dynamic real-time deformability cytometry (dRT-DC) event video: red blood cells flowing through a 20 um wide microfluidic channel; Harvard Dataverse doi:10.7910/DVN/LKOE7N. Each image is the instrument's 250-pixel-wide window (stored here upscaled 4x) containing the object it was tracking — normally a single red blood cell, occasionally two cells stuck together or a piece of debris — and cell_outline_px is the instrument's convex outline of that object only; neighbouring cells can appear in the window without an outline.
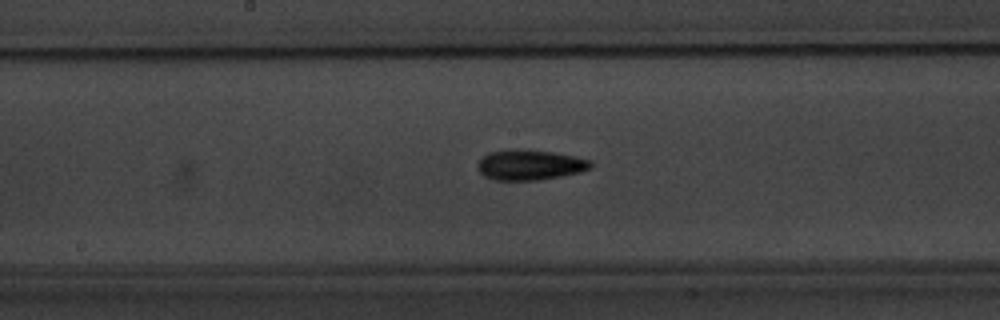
{"species": "common noctule bat (a hibernating species)", "species_latin": "Nyctalus noctula", "temperature_condition": "warm", "stored_images_in_passage": 38, "camera_frame_rate_fps": 3000, "um_per_image_px": 0.085, "animal": {"sex": "male", "body_mass_g": 20.1, "forearm_length_mm": 53.5}, "frame": {"image": 1, "passage_image": 20, "time_ms": 6.333, "image_size_px": [1000, 320], "cell_outline_px": [[592, 168], [580, 172], [540, 180], [496, 180], [484, 176], [476, 168], [476, 164], [488, 152], [516, 148], [552, 152], [592, 160]], "centroid_in_image_um": [45.02, 14.01], "position_along_channel_um": 203.2, "area_um2": 20.06}}
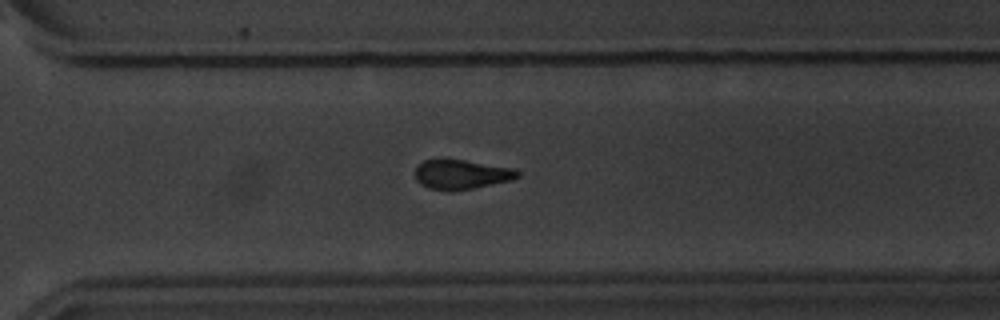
{"frame": {"image": 2, "passage_image": 31, "time_ms": 10.0, "image_size_px": [1000, 320], "cell_outline_px": [[520, 176], [512, 180], [452, 192], [428, 188], [420, 184], [416, 180], [416, 168], [424, 160], [440, 156], [512, 168], [520, 172]], "centroid_in_image_um": [39.17, 14.8], "position_along_channel_um": 331.4, "area_um2": 18.03}}
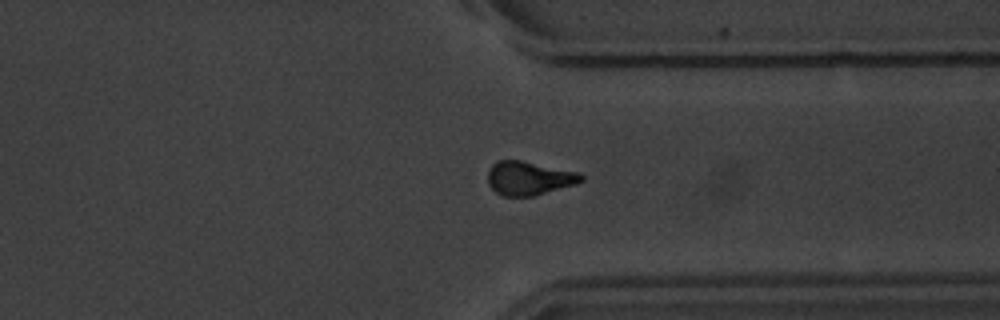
{"frame": {"image": 3, "passage_image": 34, "time_ms": 11.0, "image_size_px": [1000, 320], "cell_outline_px": [[584, 180], [576, 184], [532, 196], [504, 196], [496, 192], [488, 184], [488, 168], [496, 160], [520, 160], [580, 172], [584, 176]], "centroid_in_image_um": [44.96, 15.13], "position_along_channel_um": 366.4, "area_um2": 18.44}}